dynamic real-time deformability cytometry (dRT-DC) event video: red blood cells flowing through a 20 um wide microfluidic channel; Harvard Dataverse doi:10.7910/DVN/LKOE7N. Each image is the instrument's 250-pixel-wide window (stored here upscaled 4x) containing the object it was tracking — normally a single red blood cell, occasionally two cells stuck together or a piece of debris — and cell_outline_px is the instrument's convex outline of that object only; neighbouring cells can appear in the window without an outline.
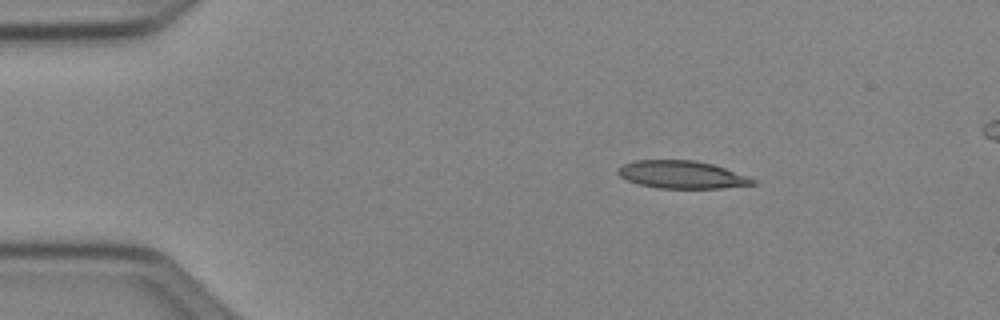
{"species": "Egyptian fruit bat (a non-hibernating species)", "species_latin": "Rousettus aegyptiacus", "temperature_condition": "cold", "stored_images_in_passage": 51, "camera_frame_rate_fps": 3000, "um_per_image_px": 0.085, "animal": {"sex": "female"}, "frame": {"image": 1, "passage_image": 8, "time_ms": 2.333, "image_size_px": [1000, 320], "cell_outline_px": [[756, 184], [720, 188], [656, 188], [640, 184], [628, 180], [620, 176], [616, 172], [616, 168], [624, 164], [636, 160], [692, 160], [712, 164], [724, 168], [756, 180]], "centroid_in_image_um": [57.91, 14.84], "position_along_channel_um": 27.1, "area_um2": 21.5}}
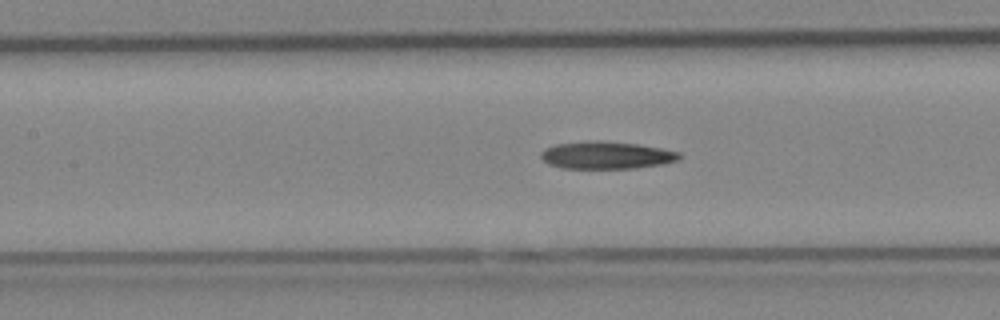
{"frame": {"image": 2, "passage_image": 23, "time_ms": 7.333, "image_size_px": [1000, 320], "cell_outline_px": [[684, 156], [680, 160], [664, 164], [636, 168], [560, 168], [548, 164], [540, 156], [540, 152], [544, 148], [556, 144], [596, 140], [636, 144], [660, 148], [680, 152]], "centroid_in_image_um": [51.57, 13.2], "position_along_channel_um": 155.8, "area_um2": 22.25}}
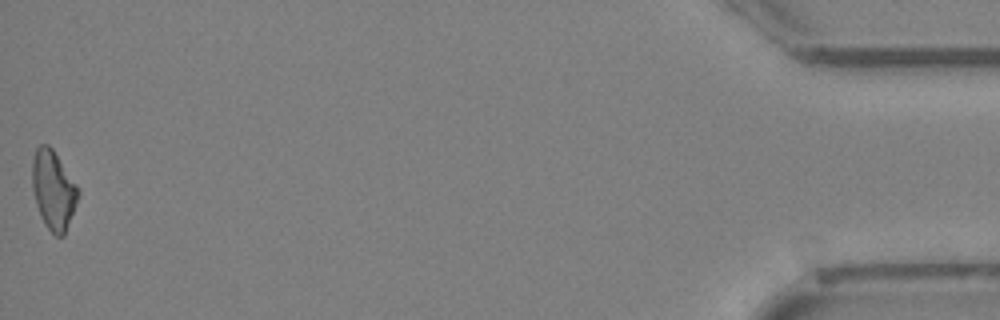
{"frame": {"image": 3, "passage_image": 51, "time_ms": 16.667, "image_size_px": [1000, 320], "cell_outline_px": [[80, 192], [64, 236], [56, 236], [44, 224], [40, 216], [36, 204], [32, 188], [32, 160], [36, 148], [40, 144], [48, 144], [52, 148], [76, 184]], "centroid_in_image_um": [4.51, 16.14], "position_along_channel_um": 430.7, "area_um2": 20.98}, "authors_computed_cell_mechanics": {"area_um2": 21.7906, "velocity_mm_per_s": 3.9471, "shape_relaxation_time_tau1_ms": null, "shape_relaxation_time_tau2_ms": 5.4555, "deformation_change_tau1": null, "deformation_change_tau2": 0.1596}}